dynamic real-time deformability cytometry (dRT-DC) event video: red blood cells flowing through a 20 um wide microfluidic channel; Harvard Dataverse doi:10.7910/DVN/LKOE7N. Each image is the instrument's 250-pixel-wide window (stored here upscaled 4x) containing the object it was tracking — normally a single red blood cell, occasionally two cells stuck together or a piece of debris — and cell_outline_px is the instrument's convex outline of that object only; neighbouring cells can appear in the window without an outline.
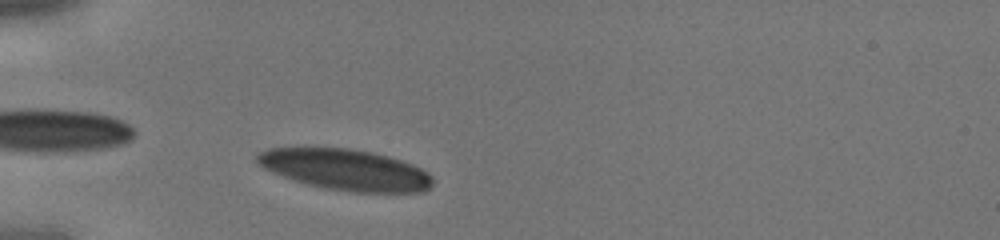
{"species": "human", "species_latin": "Homo sapiens", "temperature_condition": "cold", "stored_images_in_passage": 30, "camera_frame_rate_fps": 3000, "um_per_image_px": 0.085, "donor": {"sex": "male"}, "frame": {"image": 1, "passage_image": 3, "time_ms": 0.667, "image_size_px": [1000, 240], "cell_outline_px": [[432, 184], [424, 192], [352, 192], [324, 188], [308, 184], [272, 172], [264, 168], [256, 160], [256, 156], [260, 152], [268, 148], [352, 148], [372, 152], [388, 156], [412, 164], [428, 172], [432, 176]], "centroid_in_image_um": [29.39, 14.42], "position_along_channel_um": 55.6, "area_um2": 41.67}}
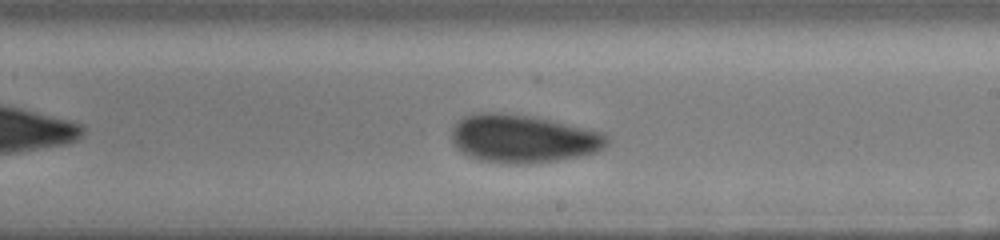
{"frame": {"image": 2, "passage_image": 16, "time_ms": 5.0, "image_size_px": [1000, 240], "cell_outline_px": [[612, 140], [604, 148], [596, 152], [580, 156], [532, 164], [504, 164], [480, 160], [468, 156], [460, 152], [456, 148], [452, 140], [452, 128], [456, 120], [472, 112], [504, 112], [532, 116], [552, 120], [604, 132]], "centroid_in_image_um": [44.44, 11.78], "position_along_channel_um": 244.6, "area_um2": 44.45}}
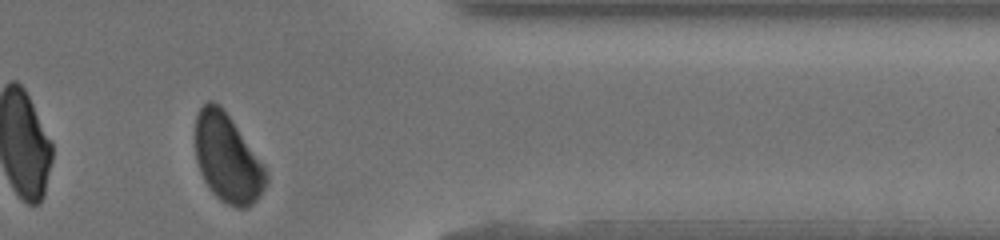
{"frame": {"image": 3, "passage_image": 26, "time_ms": 8.333, "image_size_px": [1000, 240], "cell_outline_px": [[268, 184], [260, 196], [248, 208], [236, 208], [220, 200], [212, 192], [204, 180], [200, 172], [196, 160], [196, 116], [200, 108], [208, 100], [212, 100], [220, 104], [264, 164], [268, 176]], "centroid_in_image_um": [19.35, 13.48], "position_along_channel_um": 392.0, "area_um2": 36.53}}